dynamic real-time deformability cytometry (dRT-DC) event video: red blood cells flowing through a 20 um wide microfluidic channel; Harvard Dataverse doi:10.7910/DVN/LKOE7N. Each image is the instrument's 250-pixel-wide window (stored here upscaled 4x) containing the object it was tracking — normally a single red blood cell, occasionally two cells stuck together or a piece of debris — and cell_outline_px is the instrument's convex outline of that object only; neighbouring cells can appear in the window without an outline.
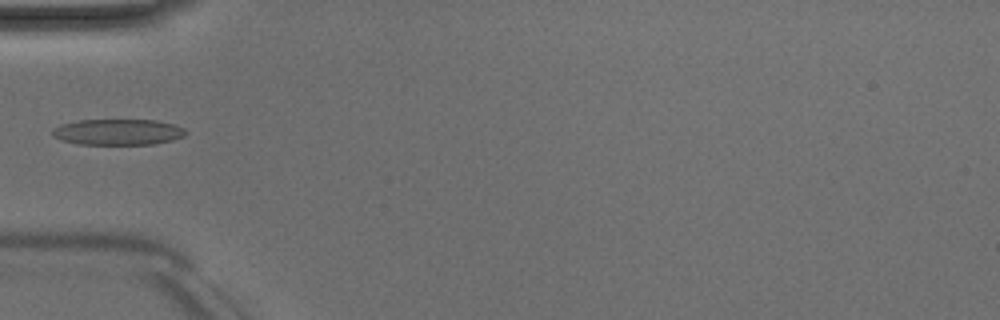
{"species": "Egyptian fruit bat (a non-hibernating species)", "species_latin": "Rousettus aegyptiacus", "temperature_condition": "room temperature", "stored_images_in_passage": 3, "camera_frame_rate_fps": 3000, "um_per_image_px": 0.085, "animal": {"sex": "male"}, "frame": {"image": 1, "passage_image": 3, "time_ms": 3.333, "image_size_px": [1000, 320], "cell_outline_px": [[184, 136], [172, 140], [156, 144], [76, 144], [60, 140], [52, 136], [52, 128], [60, 124], [76, 120], [156, 120], [176, 124], [184, 128]], "centroid_in_image_um": [9.98, 11.22], "position_along_channel_um": 75.0, "area_um2": 20.35}}